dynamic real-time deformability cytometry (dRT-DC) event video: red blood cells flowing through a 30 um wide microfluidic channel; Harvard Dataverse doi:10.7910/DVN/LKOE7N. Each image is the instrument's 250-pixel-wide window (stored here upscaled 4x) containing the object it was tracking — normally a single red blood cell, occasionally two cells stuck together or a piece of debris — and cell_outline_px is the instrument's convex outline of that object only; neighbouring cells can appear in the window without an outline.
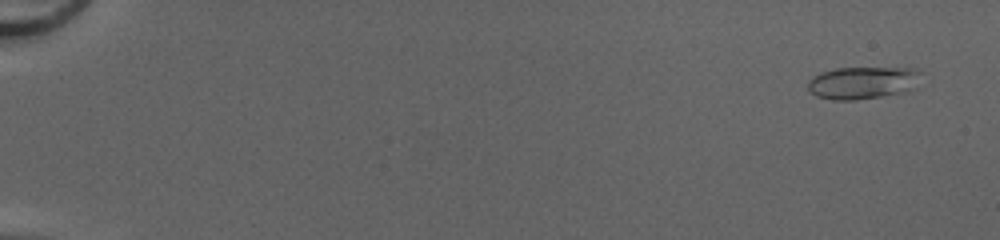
{"species": "common noctule bat (a hibernating species)", "species_latin": "Nyctalus noctula", "temperature_condition": "cold", "stored_images_in_passage": 51, "camera_frame_rate_fps": 3000, "um_per_image_px": 0.085, "animal": {"sex": "female", "body_mass_g": 20.0, "forearm_length_mm": 54.0}, "frame": {"image": 1, "passage_image": 3, "time_ms": 0.667, "image_size_px": [1000, 240], "cell_outline_px": [[920, 72], [916, 88], [904, 92], [856, 100], [832, 100], [816, 96], [808, 92], [808, 80], [812, 76], [820, 72], [836, 68], [916, 68]], "centroid_in_image_um": [73.29, 7.03], "position_along_channel_um": 11.7, "area_um2": 21.56}}
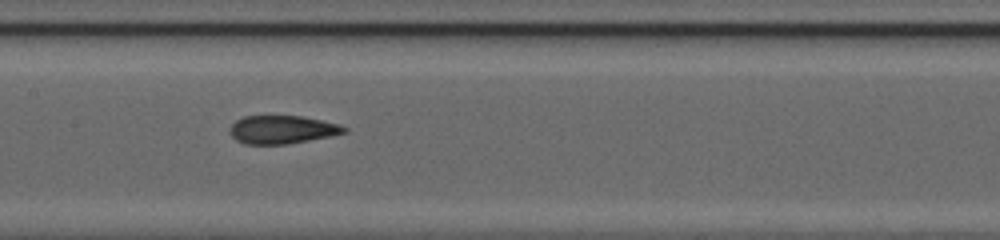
{"frame": {"image": 2, "passage_image": 28, "time_ms": 9.0, "image_size_px": [1000, 240], "cell_outline_px": [[348, 132], [332, 136], [288, 144], [244, 144], [236, 140], [228, 132], [228, 128], [236, 120], [244, 116], [304, 116], [340, 124], [348, 128]], "centroid_in_image_um": [24.0, 11.02], "position_along_channel_um": 183.4, "area_um2": 19.07}}
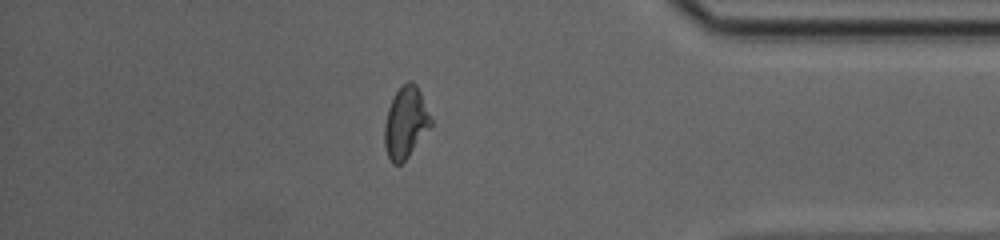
{"frame": {"image": 3, "passage_image": 45, "time_ms": 14.667, "image_size_px": [1000, 240], "cell_outline_px": [[432, 124], [408, 156], [400, 164], [392, 164], [388, 156], [384, 144], [384, 124], [388, 108], [396, 92], [408, 80], [412, 80], [416, 84], [420, 92], [432, 120]], "centroid_in_image_um": [34.46, 10.41], "position_along_channel_um": 400.7, "area_um2": 18.96}, "authors_computed_cell_mechanics": {"area_um2": 19.3052, "velocity_mm_per_s": 4.2316, "shape_relaxation_time_tau1_ms": null, "shape_relaxation_time_tau2_ms": 1.2366, "deformation_change_tau1": null, "deformation_change_tau2": 0.0712}}